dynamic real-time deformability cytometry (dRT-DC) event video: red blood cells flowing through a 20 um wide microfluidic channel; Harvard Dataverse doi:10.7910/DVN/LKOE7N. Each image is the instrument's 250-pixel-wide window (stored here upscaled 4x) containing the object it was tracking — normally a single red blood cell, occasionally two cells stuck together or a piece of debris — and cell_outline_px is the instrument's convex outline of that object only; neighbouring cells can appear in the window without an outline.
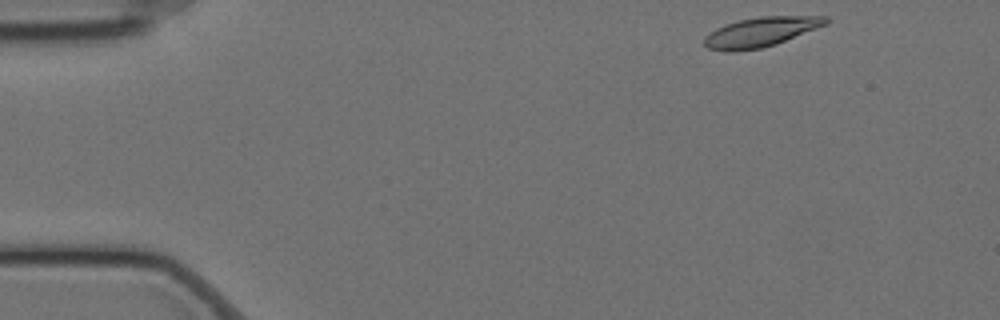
{"species": "Egyptian fruit bat (a non-hibernating species)", "species_latin": "Rousettus aegyptiacus", "temperature_condition": "cold", "stored_images_in_passage": 52, "camera_frame_rate_fps": 3000, "um_per_image_px": 0.085, "animal": {"sex": "female"}, "frame": {"image": 1, "passage_image": 1, "time_ms": 0.0, "image_size_px": [1000, 320], "cell_outline_px": [[832, 20], [828, 24], [776, 44], [760, 48], [732, 52], [724, 52], [708, 48], [704, 44], [704, 36], [716, 28], [740, 20], [760, 16], [828, 16]], "centroid_in_image_um": [64.7, 2.72], "position_along_channel_um": 20.3, "area_um2": 21.04}}
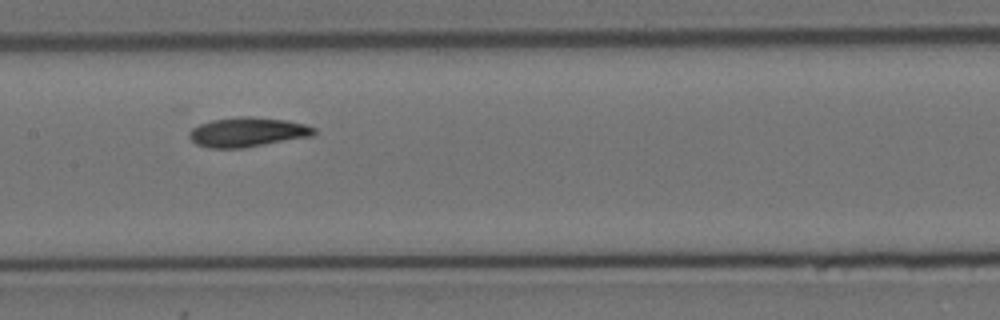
{"frame": {"image": 2, "passage_image": 23, "time_ms": 7.333, "image_size_px": [1000, 320], "cell_outline_px": [[316, 132], [312, 136], [244, 148], [208, 148], [196, 144], [188, 136], [188, 132], [192, 128], [200, 124], [212, 120], [240, 116], [256, 116], [288, 120], [304, 124], [316, 128]], "centroid_in_image_um": [21.04, 11.22], "position_along_channel_um": 186.4, "area_um2": 21.68}}
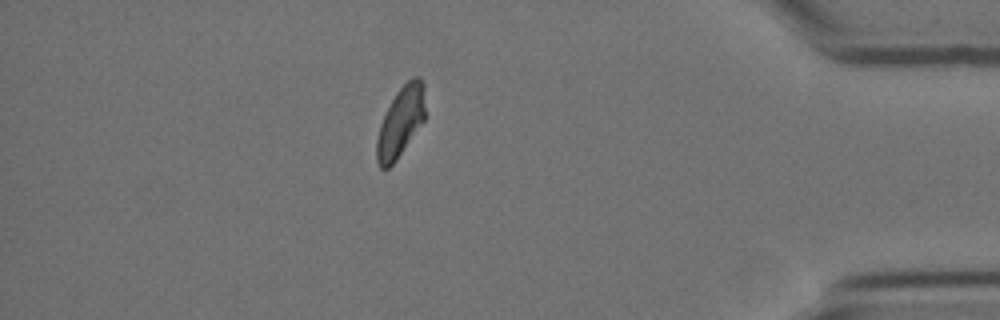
{"frame": {"image": 3, "passage_image": 45, "time_ms": 14.667, "image_size_px": [1000, 320], "cell_outline_px": [[424, 120], [396, 160], [388, 168], [380, 168], [376, 160], [376, 140], [380, 124], [396, 92], [412, 76], [420, 76], [424, 84]], "centroid_in_image_um": [34.04, 10.35], "position_along_channel_um": 401.2, "area_um2": 19.54}, "authors_computed_cell_mechanics": {"area_um2": 20.8369, "velocity_mm_per_s": 3.4809, "shape_relaxation_time_tau1_ms": 4.5674, "shape_relaxation_time_tau2_ms": 5.0482, "deformation_change_tau1": 0.1507, "deformation_change_tau2": 0.0879}}